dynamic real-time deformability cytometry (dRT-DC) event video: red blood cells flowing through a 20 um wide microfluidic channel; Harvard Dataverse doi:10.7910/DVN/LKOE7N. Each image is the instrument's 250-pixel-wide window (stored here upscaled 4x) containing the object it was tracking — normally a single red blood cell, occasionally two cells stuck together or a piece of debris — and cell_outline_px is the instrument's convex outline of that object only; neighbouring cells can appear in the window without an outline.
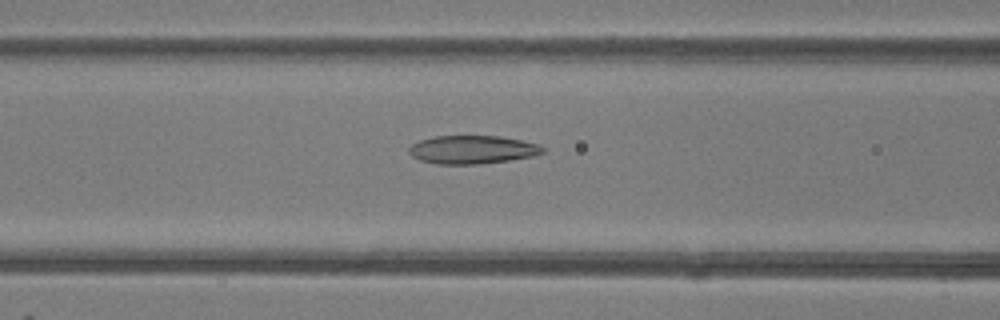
{"species": "common noctule bat (a hibernating species)", "species_latin": "Nyctalus noctula", "temperature_condition": "room temperature", "stored_images_in_passage": 49, "camera_frame_rate_fps": 3000, "um_per_image_px": 0.085, "animal": {"sex": "female"}, "frame": {"image": 1, "passage_image": 20, "time_ms": 6.333, "image_size_px": [1000, 320], "cell_outline_px": [[544, 152], [536, 156], [512, 160], [480, 164], [436, 164], [420, 160], [412, 156], [408, 152], [408, 148], [412, 144], [420, 140], [436, 136], [500, 136], [540, 144], [544, 148]], "centroid_in_image_um": [40.18, 12.72], "position_along_channel_um": 126.4, "area_um2": 22.25}}
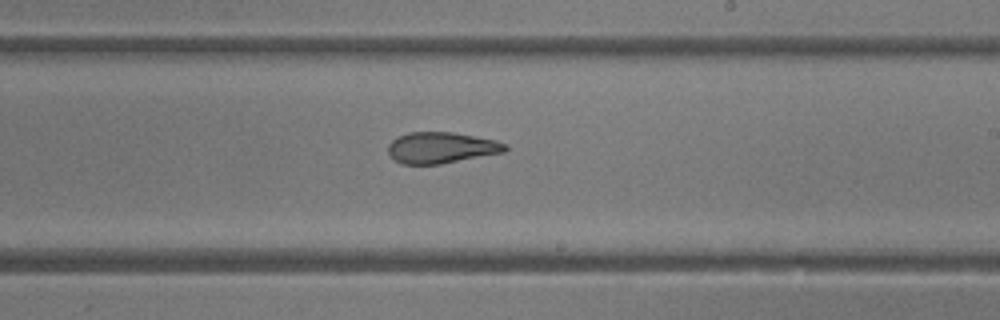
{"frame": {"image": 2, "passage_image": 29, "time_ms": 9.333, "image_size_px": [1000, 320], "cell_outline_px": [[508, 148], [504, 152], [440, 164], [400, 164], [388, 152], [388, 144], [392, 140], [408, 132], [452, 132], [496, 140], [508, 144]], "centroid_in_image_um": [37.52, 12.55], "position_along_channel_um": 251.5, "area_um2": 21.15}}
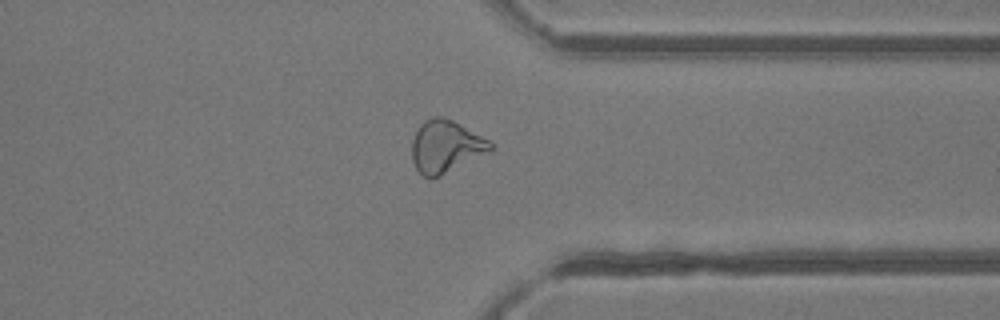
{"frame": {"image": 3, "passage_image": 38, "time_ms": 12.333, "image_size_px": [1000, 320], "cell_outline_px": [[492, 152], [432, 180], [428, 180], [416, 168], [412, 160], [412, 140], [420, 124], [424, 120], [432, 116], [444, 116], [460, 124], [488, 140], [492, 144]], "centroid_in_image_um": [37.88, 12.48], "position_along_channel_um": 373.5, "area_um2": 24.28}, "authors_computed_cell_mechanics": {"area_um2": 24.276, "velocity_mm_per_s": 4.1666, "shape_relaxation_time_tau1_ms": null, "shape_relaxation_time_tau2_ms": 2.1329, "deformation_change_tau1": null, "deformation_change_tau2": 0.1067}}